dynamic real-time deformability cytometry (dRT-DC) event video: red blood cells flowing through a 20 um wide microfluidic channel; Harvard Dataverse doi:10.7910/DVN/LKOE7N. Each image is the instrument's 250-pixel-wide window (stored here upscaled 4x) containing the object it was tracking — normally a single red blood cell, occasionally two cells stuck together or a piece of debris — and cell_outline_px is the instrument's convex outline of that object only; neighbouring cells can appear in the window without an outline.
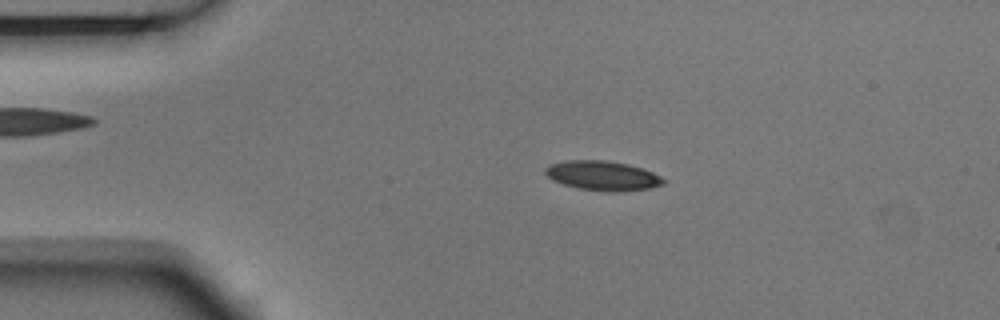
{"species": "Egyptian fruit bat (a non-hibernating species)", "species_latin": "Rousettus aegyptiacus", "temperature_condition": "room temperature", "stored_images_in_passage": 3, "camera_frame_rate_fps": 3000, "um_per_image_px": 0.085, "animal": {"sex": "male"}, "frame": {"image": 1, "passage_image": 2, "time_ms": 0.333, "image_size_px": [1000, 320], "cell_outline_px": [[668, 180], [664, 184], [648, 188], [576, 188], [552, 180], [544, 172], [544, 168], [548, 164], [568, 160], [604, 160], [628, 164], [652, 172]], "centroid_in_image_um": [51.15, 14.86], "position_along_channel_um": 33.8, "area_um2": 19.25}}